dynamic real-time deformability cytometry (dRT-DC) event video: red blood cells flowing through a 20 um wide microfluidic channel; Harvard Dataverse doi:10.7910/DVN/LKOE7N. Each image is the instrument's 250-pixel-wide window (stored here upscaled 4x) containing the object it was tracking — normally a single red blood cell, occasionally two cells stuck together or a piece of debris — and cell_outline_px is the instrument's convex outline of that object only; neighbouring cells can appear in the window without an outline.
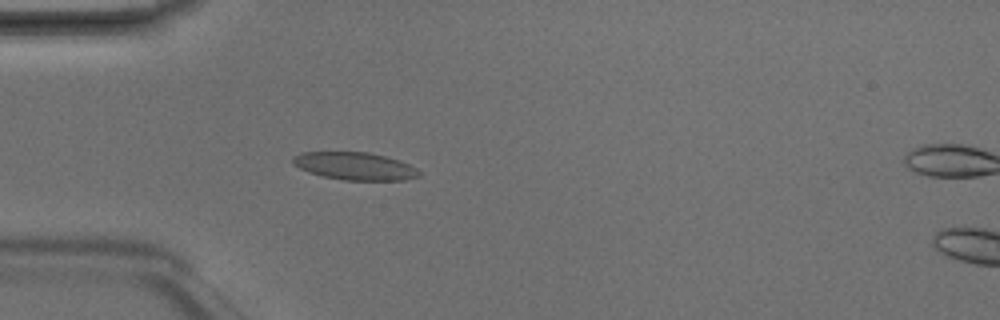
{"species": "Egyptian fruit bat (a non-hibernating species)", "species_latin": "Rousettus aegyptiacus", "temperature_condition": "room temperature", "stored_images_in_passage": 6, "camera_frame_rate_fps": 3000, "um_per_image_px": 0.085, "animal": {"sex": "male"}, "frame": {"image": 1, "passage_image": 5, "time_ms": 1.333, "image_size_px": [1000, 320], "cell_outline_px": [[420, 176], [404, 180], [344, 180], [324, 176], [308, 172], [292, 164], [292, 156], [300, 152], [368, 152], [400, 160], [416, 168], [420, 172]], "centroid_in_image_um": [30.14, 14.11], "position_along_channel_um": 54.9, "area_um2": 20.35}}